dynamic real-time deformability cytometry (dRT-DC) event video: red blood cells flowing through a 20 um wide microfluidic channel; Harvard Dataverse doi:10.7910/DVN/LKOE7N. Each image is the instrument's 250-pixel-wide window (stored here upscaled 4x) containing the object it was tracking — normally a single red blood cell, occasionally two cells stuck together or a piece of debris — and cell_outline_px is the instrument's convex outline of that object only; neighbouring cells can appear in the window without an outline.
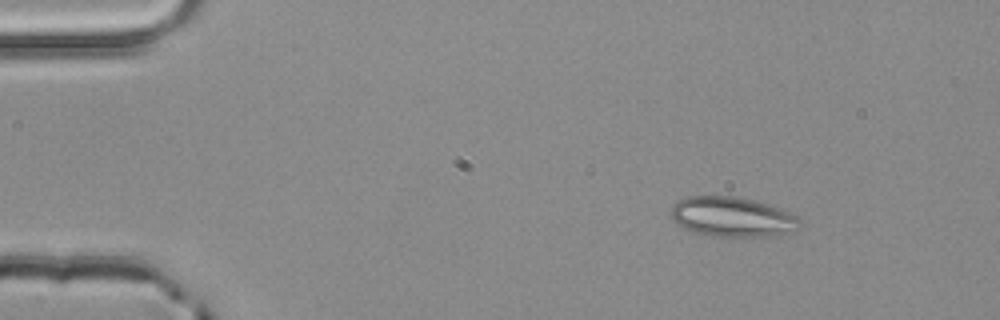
{"species": "common noctule bat (a hibernating species)", "species_latin": "Nyctalus noctula", "temperature_condition": "room temperature", "stored_images_in_passage": 3, "camera_frame_rate_fps": 3000, "um_per_image_px": 0.085, "animal": {"sex": "male", "body_mass_g": 20.4}, "frame": {"image": 1, "passage_image": 1, "time_ms": 0.0, "image_size_px": [1000, 320], "cell_outline_px": [[800, 228], [796, 232], [776, 236], [708, 236], [692, 232], [676, 224], [672, 220], [672, 204], [676, 200], [688, 196], [732, 196], [752, 200], [768, 204], [792, 212], [800, 220]], "centroid_in_image_um": [62.26, 18.45], "position_along_channel_um": 22.7, "area_um2": 30.4}}
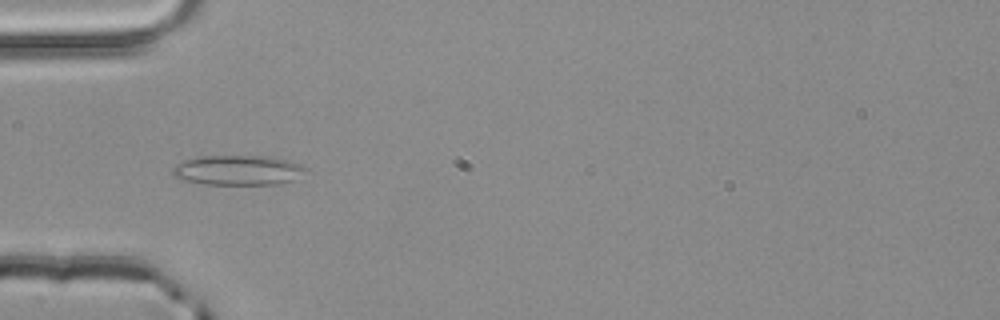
{"frame": {"image": 2, "passage_image": 3, "time_ms": 0.667, "image_size_px": [1000, 320], "cell_outline_px": [[308, 168], [292, 180], [276, 184], [204, 184], [188, 180], [176, 176], [172, 172], [172, 168], [176, 164], [184, 160], [204, 156], [272, 156], [288, 160], [300, 164]], "centroid_in_image_um": [20.24, 14.45], "position_along_channel_um": 64.8, "area_um2": 22.83}}